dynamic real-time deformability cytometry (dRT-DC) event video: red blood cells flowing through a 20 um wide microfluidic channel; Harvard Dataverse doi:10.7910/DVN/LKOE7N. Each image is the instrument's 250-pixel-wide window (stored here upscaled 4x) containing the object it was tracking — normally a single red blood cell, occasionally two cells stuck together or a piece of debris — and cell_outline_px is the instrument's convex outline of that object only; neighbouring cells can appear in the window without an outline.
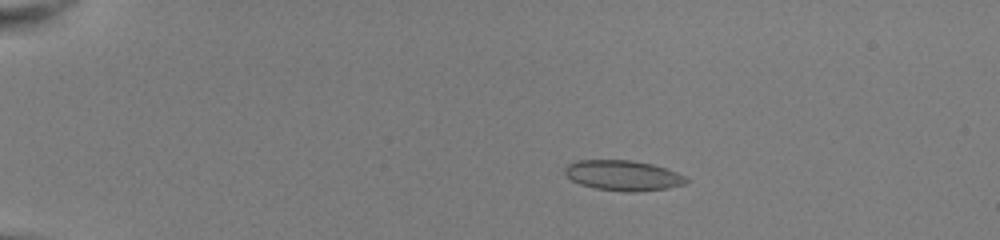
{"species": "common noctule bat (a hibernating species)", "species_latin": "Nyctalus noctula", "temperature_condition": "room temperature", "stored_images_in_passage": 53, "camera_frame_rate_fps": 3000, "um_per_image_px": 0.085, "animal": {"sex": "female", "body_mass_g": 22.0, "forearm_length_mm": 56.7}, "frame": {"image": 1, "passage_image": 12, "time_ms": 3.667, "image_size_px": [1000, 240], "cell_outline_px": [[688, 184], [668, 188], [636, 192], [624, 192], [596, 188], [580, 184], [564, 176], [564, 168], [568, 164], [576, 160], [632, 160], [652, 164], [688, 176]], "centroid_in_image_um": [52.97, 14.92], "position_along_channel_um": 32.0, "area_um2": 21.68}}
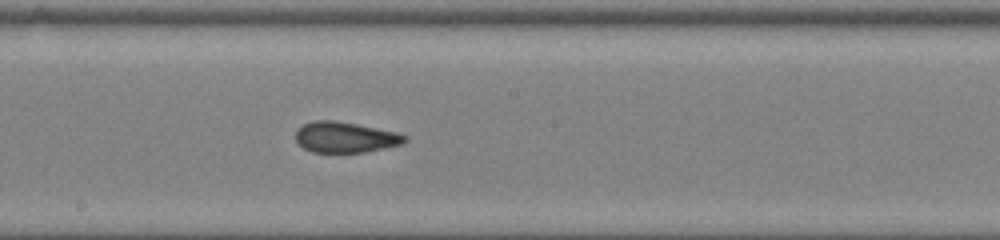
{"frame": {"image": 2, "passage_image": 32, "time_ms": 10.333, "image_size_px": [1000, 240], "cell_outline_px": [[408, 140], [404, 144], [364, 152], [312, 152], [304, 148], [296, 140], [296, 128], [304, 124], [316, 120], [332, 120], [356, 124], [396, 132], [408, 136]], "centroid_in_image_um": [29.36, 11.67], "position_along_channel_um": 218.8, "area_um2": 19.48}}
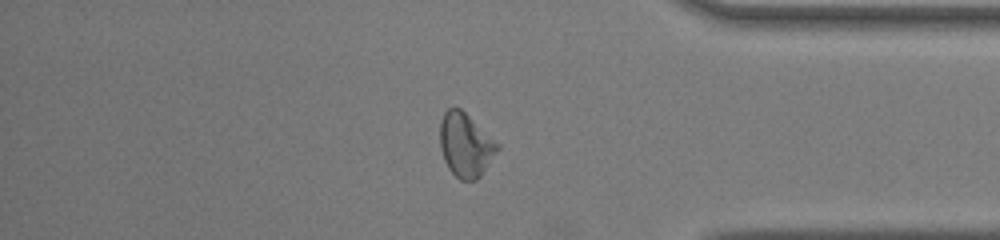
{"frame": {"image": 3, "passage_image": 46, "time_ms": 15.0, "image_size_px": [1000, 240], "cell_outline_px": [[500, 148], [480, 176], [476, 180], [460, 180], [448, 168], [444, 160], [440, 148], [440, 120], [444, 112], [448, 108], [460, 108]], "centroid_in_image_um": [39.52, 12.35], "position_along_channel_um": 395.7, "area_um2": 20.75}, "authors_computed_cell_mechanics": {"area_um2": 20.5768, "velocity_mm_per_s": 4.0412, "shape_relaxation_time_tau1_ms": null, "shape_relaxation_time_tau2_ms": 2.2514, "deformation_change_tau1": null, "deformation_change_tau2": 0.095}}